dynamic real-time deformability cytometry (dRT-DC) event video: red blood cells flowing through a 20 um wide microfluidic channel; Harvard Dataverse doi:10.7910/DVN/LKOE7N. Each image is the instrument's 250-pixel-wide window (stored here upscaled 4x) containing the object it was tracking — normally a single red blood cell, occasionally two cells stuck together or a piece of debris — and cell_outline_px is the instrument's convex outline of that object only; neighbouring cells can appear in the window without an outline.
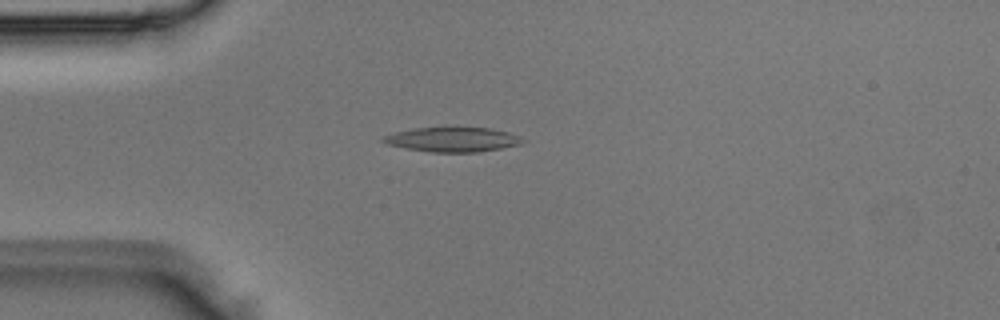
{"species": "Egyptian fruit bat (a non-hibernating species)", "species_latin": "Rousettus aegyptiacus", "temperature_condition": "room temperature", "stored_images_in_passage": 6, "camera_frame_rate_fps": 3000, "um_per_image_px": 0.085, "animal": {"sex": "male"}, "frame": {"image": 1, "passage_image": 4, "time_ms": 1.0, "image_size_px": [1000, 320], "cell_outline_px": [[528, 140], [520, 144], [480, 152], [432, 152], [404, 148], [388, 144], [380, 140], [384, 136], [396, 132], [416, 128], [448, 124], [492, 128], [508, 132]], "centroid_in_image_um": [38.49, 11.81], "position_along_channel_um": 46.5, "area_um2": 20.87}}
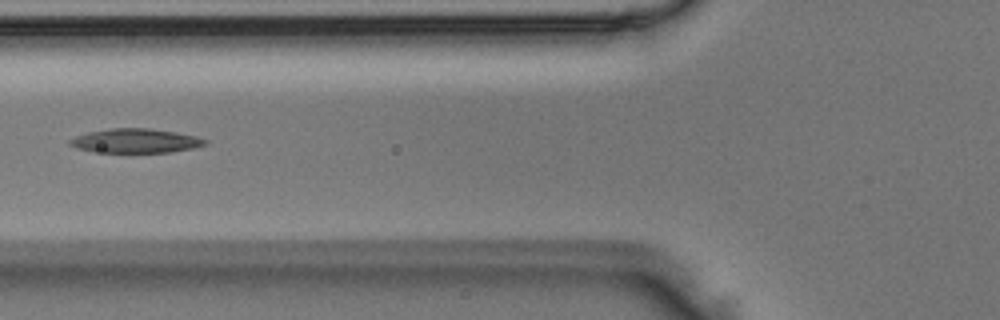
{"frame": {"image": 2, "passage_image": 6, "time_ms": 1.667, "image_size_px": [1000, 320], "cell_outline_px": [[208, 144], [192, 148], [168, 152], [104, 152], [76, 148], [68, 144], [68, 140], [76, 136], [88, 132], [112, 128], [148, 128], [176, 132], [196, 136], [208, 140]], "centroid_in_image_um": [11.54, 11.96], "position_along_channel_um": 114.3, "area_um2": 18.9}}